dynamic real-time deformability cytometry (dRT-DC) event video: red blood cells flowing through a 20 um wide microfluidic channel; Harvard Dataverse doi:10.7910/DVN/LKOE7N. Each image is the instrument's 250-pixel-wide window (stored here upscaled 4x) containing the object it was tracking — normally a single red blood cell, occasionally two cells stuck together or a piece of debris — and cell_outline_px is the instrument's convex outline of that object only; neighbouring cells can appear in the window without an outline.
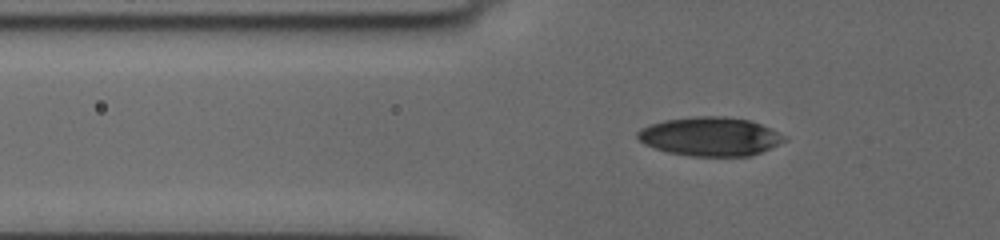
{"species": "human", "species_latin": "Homo sapiens", "temperature_condition": "cold", "stored_images_in_passage": 62, "segment_of_instrument_passage": [1, 2], "camera_frame_rate_fps": 3000, "um_per_image_px": 0.085, "donor": {"sex": "female"}, "frame": {"image": 1, "passage_image": 24, "time_ms": 7.667, "image_size_px": [1000, 240], "cell_outline_px": [[788, 140], [752, 156], [692, 156], [668, 152], [644, 144], [636, 136], [636, 132], [640, 128], [664, 120], [696, 116], [724, 116], [748, 120], [760, 124], [788, 136]], "centroid_in_image_um": [60.38, 11.6], "position_along_channel_um": 65.4, "area_um2": 33.23}}
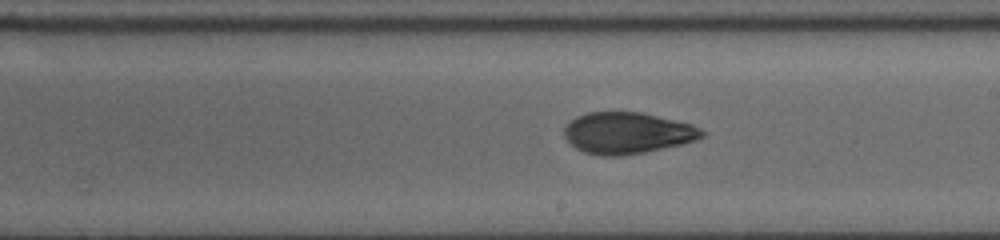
{"frame": {"image": 2, "passage_image": 39, "time_ms": 12.667, "image_size_px": [1000, 240], "cell_outline_px": [[704, 136], [696, 140], [680, 144], [644, 152], [620, 156], [600, 156], [584, 152], [576, 148], [564, 136], [564, 128], [576, 116], [588, 112], [640, 112], [692, 124], [700, 128], [704, 132]], "centroid_in_image_um": [53.31, 11.3], "position_along_channel_um": 235.7, "area_um2": 33.0}}
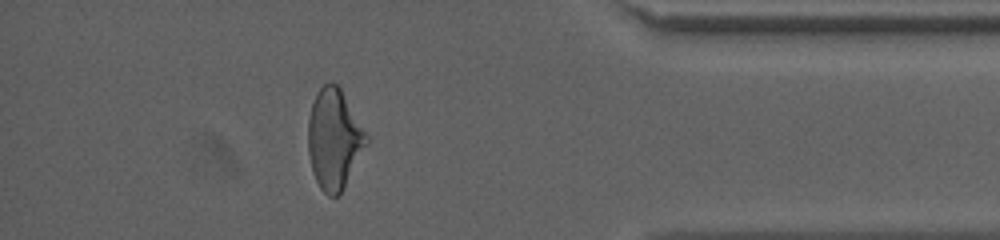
{"frame": {"image": 3, "passage_image": 55, "time_ms": 18.0, "image_size_px": [1000, 240], "cell_outline_px": [[368, 144], [340, 192], [336, 196], [328, 196], [320, 188], [312, 172], [308, 152], [308, 120], [312, 104], [316, 92], [324, 84], [332, 80], [340, 88], [368, 136]], "centroid_in_image_um": [28.38, 11.8], "position_along_channel_um": 406.8, "area_um2": 33.7}}